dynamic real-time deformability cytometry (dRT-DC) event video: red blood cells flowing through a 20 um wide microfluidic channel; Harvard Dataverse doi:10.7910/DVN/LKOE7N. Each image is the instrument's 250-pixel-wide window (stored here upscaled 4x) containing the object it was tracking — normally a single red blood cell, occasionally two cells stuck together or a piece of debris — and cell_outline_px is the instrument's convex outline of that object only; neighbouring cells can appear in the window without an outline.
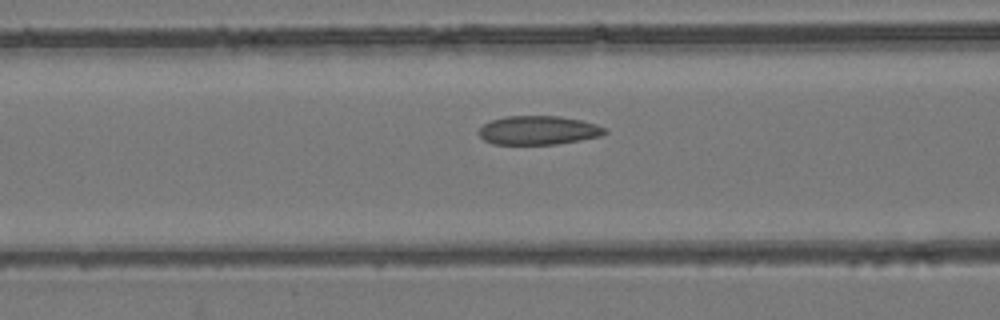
{"species": "common noctule bat (a hibernating species)", "species_latin": "Nyctalus noctula", "temperature_condition": "room temperature", "stored_images_in_passage": 37, "camera_frame_rate_fps": 3000, "um_per_image_px": 0.085, "animal": {"sex": "female", "body_mass_g": 24.6, "forearm_length_mm": 56.2}, "frame": {"image": 1, "passage_image": 5, "time_ms": 1.333, "image_size_px": [1000, 320], "cell_outline_px": [[608, 132], [600, 136], [580, 140], [556, 144], [492, 144], [484, 140], [476, 132], [484, 124], [492, 120], [504, 116], [560, 116], [580, 120], [596, 124], [608, 128]], "centroid_in_image_um": [45.76, 11.07], "position_along_channel_um": 120.8, "area_um2": 21.27}}
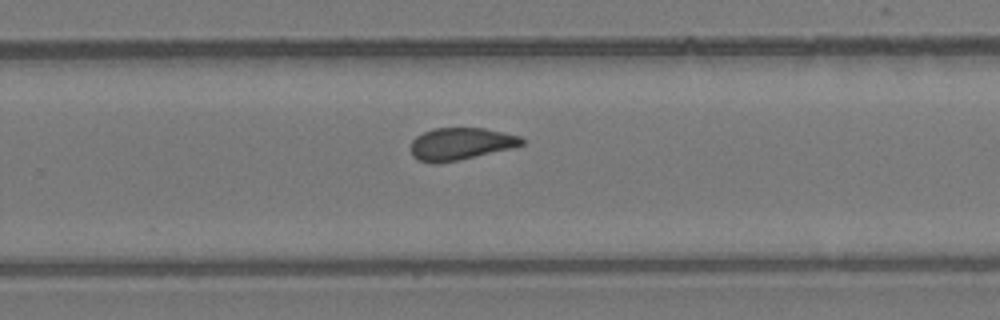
{"frame": {"image": 2, "passage_image": 18, "time_ms": 5.667, "image_size_px": [1000, 320], "cell_outline_px": [[524, 144], [512, 148], [456, 160], [436, 164], [420, 160], [412, 156], [408, 148], [412, 140], [416, 136], [432, 128], [484, 128], [520, 136], [524, 140]], "centroid_in_image_um": [39.1, 12.22], "position_along_channel_um": 290.7, "area_um2": 20.81}}
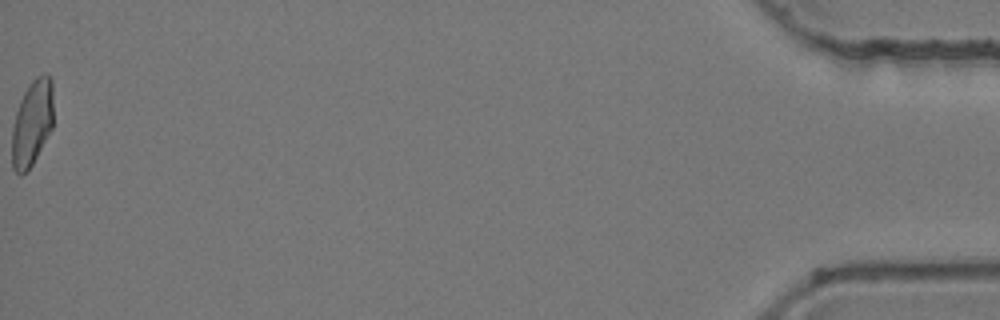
{"frame": {"image": 3, "passage_image": 37, "time_ms": 12.0, "image_size_px": [1000, 320], "cell_outline_px": [[52, 128], [32, 164], [20, 176], [12, 168], [12, 128], [16, 112], [20, 100], [24, 92], [32, 80], [36, 76], [44, 72], [48, 72], [52, 80]], "centroid_in_image_um": [2.72, 10.41], "position_along_channel_um": 432.5, "area_um2": 20.69}, "authors_computed_cell_mechanics": {"area_um2": 21.1548, "velocity_mm_per_s": 3.9202, "shape_relaxation_time_tau1_ms": null, "shape_relaxation_time_tau2_ms": 1.9454, "deformation_change_tau1": null, "deformation_change_tau2": 0.0822}}